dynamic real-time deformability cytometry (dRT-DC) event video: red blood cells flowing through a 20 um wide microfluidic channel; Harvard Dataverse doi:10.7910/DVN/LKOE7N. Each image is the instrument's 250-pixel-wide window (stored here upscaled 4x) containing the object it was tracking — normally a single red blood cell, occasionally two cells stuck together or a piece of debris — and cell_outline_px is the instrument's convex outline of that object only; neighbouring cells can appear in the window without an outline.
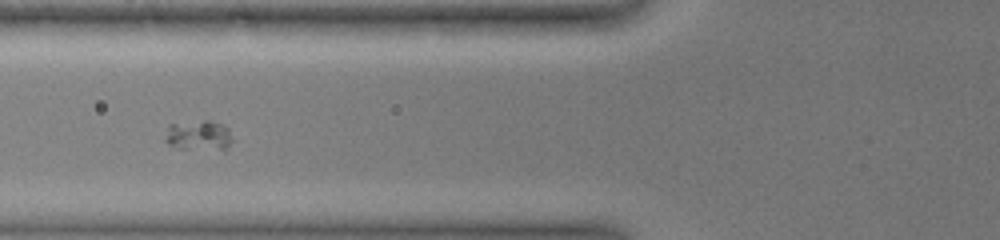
{"species": "common noctule bat (a hibernating species)", "species_latin": "Nyctalus noctula", "temperature_condition": "warm", "stored_images_in_passage": 12, "camera_frame_rate_fps": 3000, "um_per_image_px": 0.085, "animal": {"sex": "female", "body_mass_g": 19.0, "forearm_length_mm": 51.5}, "frame": {"image": 1, "passage_image": 6, "time_ms": 3.0, "image_size_px": [1000, 240], "cell_outline_px": [[232, 140], [224, 152], [180, 148], [168, 144], [164, 140], [168, 124], [204, 120], [212, 120], [224, 124], [228, 128]], "centroid_in_image_um": [16.91, 11.53], "position_along_channel_um": 108.9, "area_um2": 12.31}}
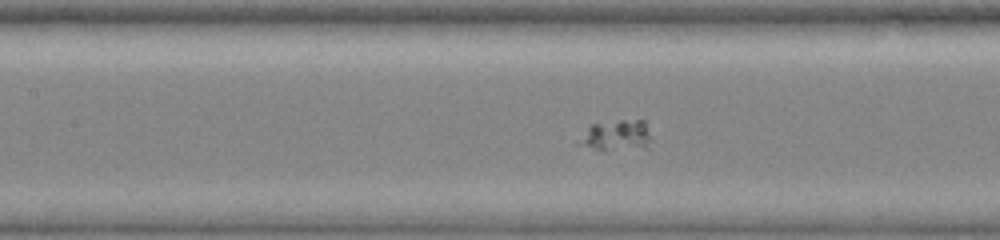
{"frame": {"image": 2, "passage_image": 9, "time_ms": 4.333, "image_size_px": [1000, 240], "cell_outline_px": [[648, 148], [596, 148], [576, 144], [588, 128], [592, 124], [620, 120], [644, 120], [648, 136]], "centroid_in_image_um": [52.38, 11.48], "position_along_channel_um": 155.0, "area_um2": 12.08}}
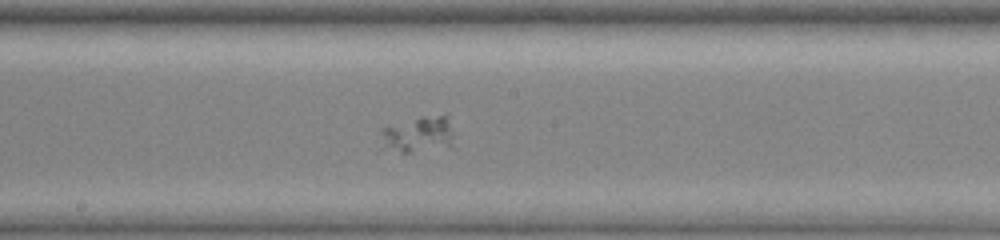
{"frame": {"image": 3, "passage_image": 12, "time_ms": 6.0, "image_size_px": [1000, 240], "cell_outline_px": [[452, 148], [412, 152], [380, 152], [376, 148], [384, 128], [420, 116], [448, 116], [452, 136]], "centroid_in_image_um": [35.45, 11.51], "position_along_channel_um": 212.7, "area_um2": 16.01}}